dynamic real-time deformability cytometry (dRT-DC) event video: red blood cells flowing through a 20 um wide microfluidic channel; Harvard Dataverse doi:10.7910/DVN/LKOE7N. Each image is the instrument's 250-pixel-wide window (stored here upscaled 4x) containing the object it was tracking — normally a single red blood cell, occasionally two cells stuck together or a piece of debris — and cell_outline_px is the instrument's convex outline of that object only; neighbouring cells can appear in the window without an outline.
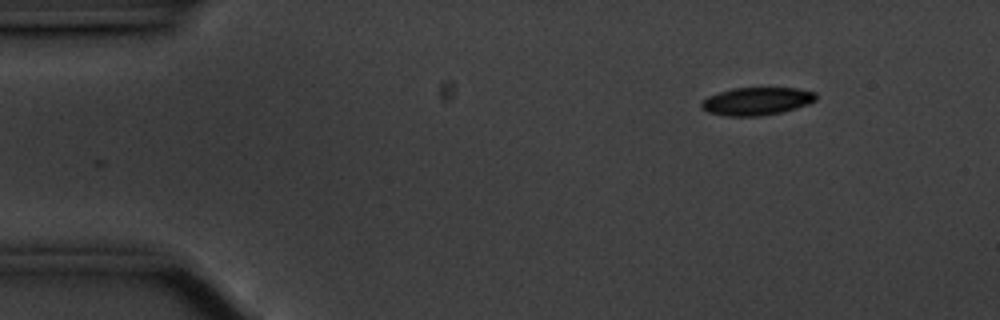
{"species": "common noctule bat (a hibernating species)", "species_latin": "Nyctalus noctula", "temperature_condition": "cold", "stored_images_in_passage": 51, "camera_frame_rate_fps": 3000, "um_per_image_px": 0.085, "animal": {"sex": "male", "body_mass_g": 20.1, "forearm_length_mm": 53.5}, "frame": {"image": 1, "passage_image": 1, "time_ms": 0.0, "image_size_px": [1000, 320], "cell_outline_px": [[816, 100], [808, 104], [796, 108], [780, 112], [760, 116], [728, 116], [708, 112], [700, 108], [700, 104], [708, 96], [732, 88], [796, 88], [816, 92]], "centroid_in_image_um": [64.32, 8.6], "position_along_channel_um": 20.7, "area_um2": 18.5}}
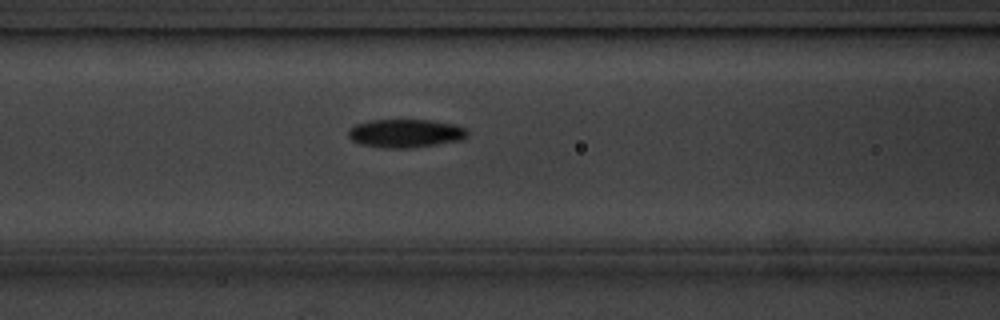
{"frame": {"image": 2, "passage_image": 17, "time_ms": 5.333, "image_size_px": [1000, 320], "cell_outline_px": [[468, 136], [460, 140], [436, 144], [408, 148], [392, 148], [360, 144], [352, 140], [348, 136], [348, 128], [356, 124], [368, 120], [432, 120], [456, 124], [464, 128], [468, 132]], "centroid_in_image_um": [34.46, 11.32], "position_along_channel_um": 132.1, "area_um2": 19.65}}
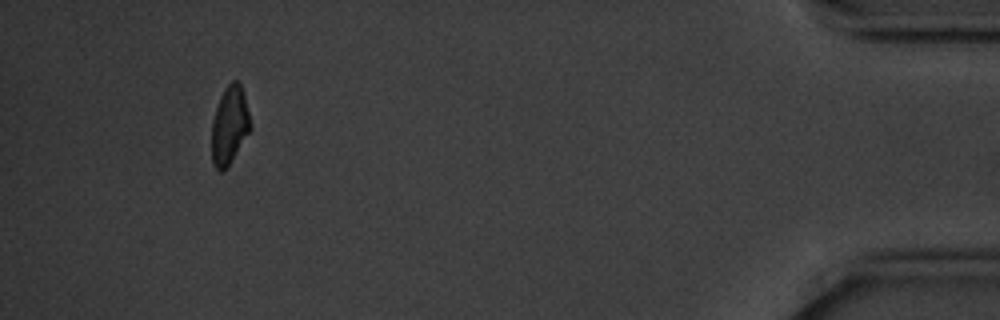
{"frame": {"image": 3, "passage_image": 47, "time_ms": 15.333, "image_size_px": [1000, 320], "cell_outline_px": [[252, 124], [248, 132], [228, 164], [220, 172], [212, 164], [212, 120], [220, 96], [224, 88], [232, 80], [236, 80], [240, 84], [244, 92]], "centroid_in_image_um": [19.5, 10.58], "position_along_channel_um": 415.7, "area_um2": 17.28}, "authors_computed_cell_mechanics": {"area_um2": 19.0162, "velocity_mm_per_s": 3.5175, "shape_relaxation_time_tau1_ms": 3.0864, "shape_relaxation_time_tau2_ms": 6.5625, "deformation_change_tau1": 0.1204, "deformation_change_tau2": 0.1268}}